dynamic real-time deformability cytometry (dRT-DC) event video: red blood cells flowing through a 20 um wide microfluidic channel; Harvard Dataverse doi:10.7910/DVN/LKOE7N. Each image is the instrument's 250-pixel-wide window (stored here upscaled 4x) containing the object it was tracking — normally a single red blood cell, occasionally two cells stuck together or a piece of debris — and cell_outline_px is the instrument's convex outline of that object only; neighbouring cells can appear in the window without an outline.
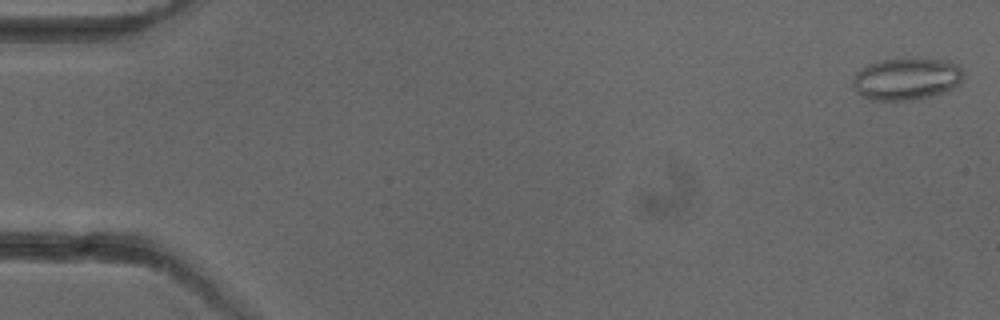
{"species": "common noctule bat (a hibernating species)", "species_latin": "Nyctalus noctula", "temperature_condition": "cold", "stored_images_in_passage": 3, "camera_frame_rate_fps": 3000, "um_per_image_px": 0.085, "animal": {"sex": "female"}, "frame": {"image": 1, "passage_image": 1, "time_ms": 0.0, "image_size_px": [1000, 320], "cell_outline_px": [[964, 76], [952, 88], [944, 92], [932, 96], [912, 100], [868, 100], [860, 96], [856, 92], [852, 84], [852, 80], [856, 72], [868, 64], [880, 60], [940, 60], [956, 64], [964, 72]], "centroid_in_image_um": [76.99, 6.74], "position_along_channel_um": 8.0, "area_um2": 26.76}}